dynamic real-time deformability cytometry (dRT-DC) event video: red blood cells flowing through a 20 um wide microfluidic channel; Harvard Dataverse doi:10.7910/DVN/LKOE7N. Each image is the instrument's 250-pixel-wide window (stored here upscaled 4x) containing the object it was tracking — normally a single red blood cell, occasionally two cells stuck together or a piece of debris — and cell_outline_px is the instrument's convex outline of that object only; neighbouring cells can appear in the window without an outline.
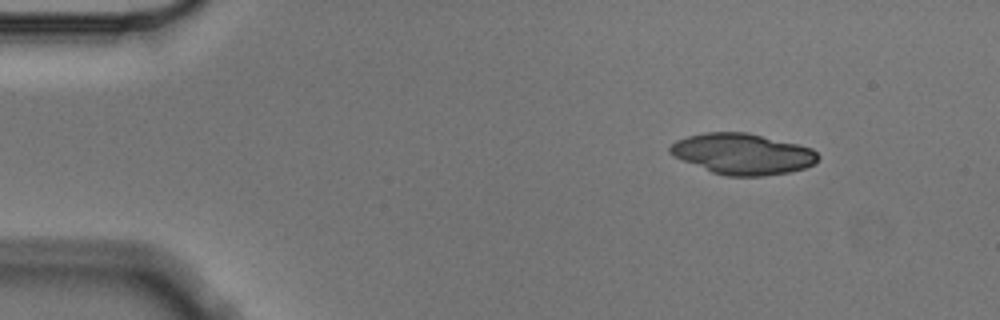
{"species": "Egyptian fruit bat (a non-hibernating species)", "species_latin": "Rousettus aegyptiacus", "temperature_condition": "cold", "stored_images_in_passage": 3, "camera_frame_rate_fps": 3000, "um_per_image_px": 0.085, "animal": {"sex": "male"}, "frame": {"image": 1, "passage_image": 1, "time_ms": 0.0, "image_size_px": [1000, 320], "cell_outline_px": [[820, 156], [812, 164], [804, 168], [788, 172], [764, 176], [728, 176], [712, 172], [672, 156], [668, 152], [668, 148], [676, 140], [688, 136], [704, 132], [748, 132], [812, 148]], "centroid_in_image_um": [63.08, 13.08], "position_along_channel_um": 21.9, "area_um2": 35.14}}